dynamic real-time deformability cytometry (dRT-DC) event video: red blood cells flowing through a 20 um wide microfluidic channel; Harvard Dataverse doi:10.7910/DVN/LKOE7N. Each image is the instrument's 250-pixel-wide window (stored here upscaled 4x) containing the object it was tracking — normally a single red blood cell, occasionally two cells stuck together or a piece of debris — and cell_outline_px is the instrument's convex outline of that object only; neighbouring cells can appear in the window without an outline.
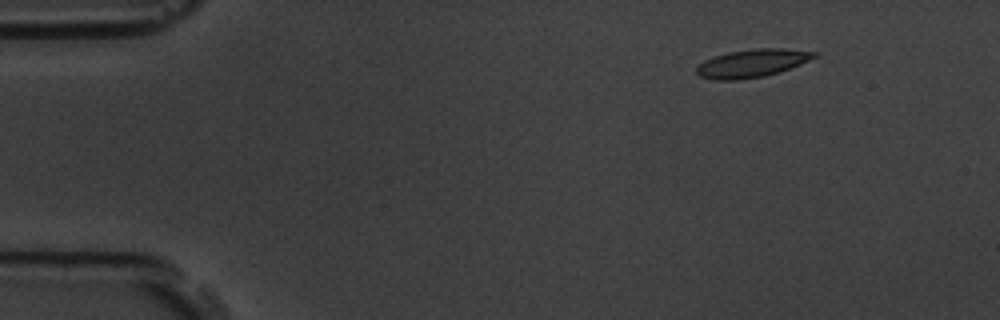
{"species": "common noctule bat (a hibernating species)", "species_latin": "Nyctalus noctula", "temperature_condition": "room temperature", "stored_images_in_passage": 3, "camera_frame_rate_fps": 3000, "um_per_image_px": 0.085, "animal": {"sex": "male", "body_mass_g": 19.5, "forearm_length_mm": 54.6}, "frame": {"image": 1, "passage_image": 1, "time_ms": 0.0, "image_size_px": [1000, 320], "cell_outline_px": [[816, 56], [800, 64], [780, 72], [764, 76], [740, 80], [712, 80], [700, 76], [696, 72], [696, 68], [704, 60], [728, 52], [756, 48], [784, 48], [816, 52]], "centroid_in_image_um": [63.91, 5.38], "position_along_channel_um": 21.1, "area_um2": 19.13}}
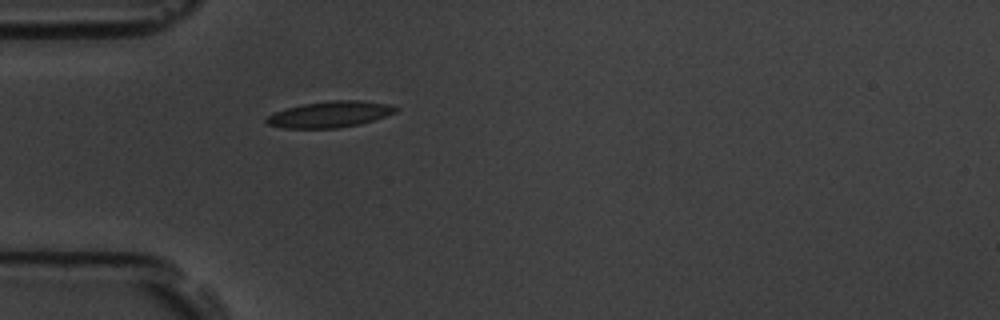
{"frame": {"image": 2, "passage_image": 3, "time_ms": 3.333, "image_size_px": [1000, 320], "cell_outline_px": [[400, 108], [396, 112], [360, 124], [336, 128], [284, 128], [268, 124], [264, 120], [272, 112], [304, 104], [332, 100], [360, 100], [384, 104]], "centroid_in_image_um": [28.0, 9.72], "position_along_channel_um": 57.0, "area_um2": 19.42}}